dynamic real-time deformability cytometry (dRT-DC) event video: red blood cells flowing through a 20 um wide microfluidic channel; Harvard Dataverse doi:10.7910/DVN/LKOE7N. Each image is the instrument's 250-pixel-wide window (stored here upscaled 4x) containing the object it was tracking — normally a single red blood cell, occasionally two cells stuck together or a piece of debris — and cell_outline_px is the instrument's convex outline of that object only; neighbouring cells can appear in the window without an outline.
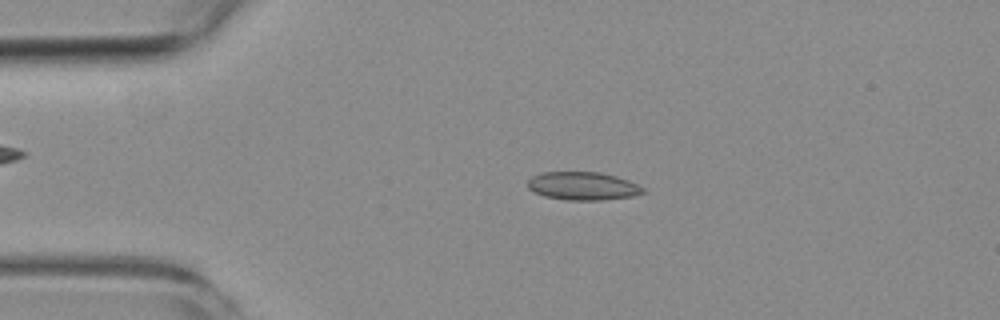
{"species": "common noctule bat (a hibernating species)", "species_latin": "Nyctalus noctula", "temperature_condition": "room temperature", "stored_images_in_passage": 4, "camera_frame_rate_fps": 3000, "um_per_image_px": 0.085, "animal": {"sex": "female", "body_mass_g": 19.3, "forearm_length_mm": 54.1}, "frame": {"image": 1, "passage_image": 3, "time_ms": 2.333, "image_size_px": [1000, 320], "cell_outline_px": [[648, 192], [632, 196], [604, 200], [564, 200], [544, 196], [532, 192], [528, 188], [528, 180], [532, 176], [544, 172], [600, 172], [616, 176], [628, 180], [644, 188]], "centroid_in_image_um": [49.54, 15.82], "position_along_channel_um": 35.5, "area_um2": 19.07}}